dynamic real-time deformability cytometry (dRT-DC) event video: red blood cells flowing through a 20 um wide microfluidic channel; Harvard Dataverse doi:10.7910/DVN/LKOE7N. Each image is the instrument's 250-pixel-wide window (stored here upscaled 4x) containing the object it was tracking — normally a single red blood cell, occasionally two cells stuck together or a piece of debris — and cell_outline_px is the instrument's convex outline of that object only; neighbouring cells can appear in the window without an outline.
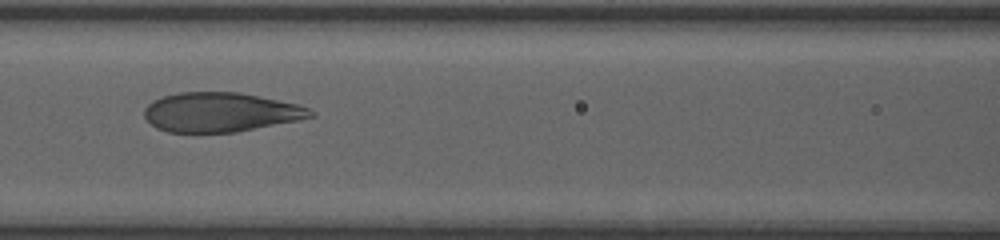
{"species": "human", "species_latin": "Homo sapiens", "temperature_condition": "room temperature", "stored_images_in_passage": 21, "camera_frame_rate_fps": 3000, "um_per_image_px": 0.085, "donor": {"sex": "female"}, "frame": {"image": 1, "passage_image": 18, "time_ms": 7.333, "image_size_px": [1000, 240], "cell_outline_px": [[316, 116], [300, 120], [236, 132], [168, 132], [156, 128], [144, 116], [144, 108], [152, 100], [164, 96], [180, 92], [240, 92], [260, 96], [296, 104], [308, 108], [316, 112]], "centroid_in_image_um": [18.76, 9.53], "position_along_channel_um": 147.8, "area_um2": 38.21}}
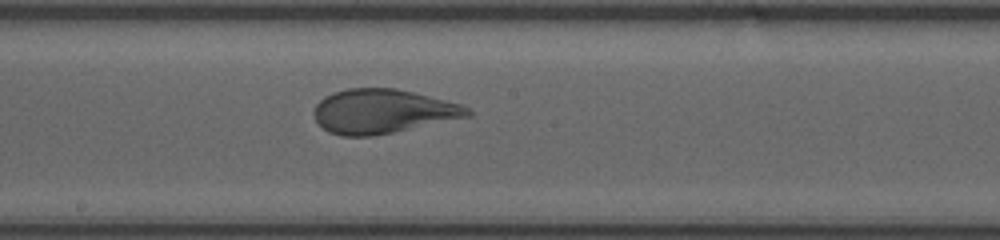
{"frame": {"image": 2, "passage_image": 21, "time_ms": 9.0, "image_size_px": [1000, 240], "cell_outline_px": [[472, 116], [392, 132], [368, 136], [340, 136], [328, 132], [316, 120], [312, 112], [316, 104], [324, 96], [332, 92], [348, 88], [396, 88], [464, 104], [472, 112]], "centroid_in_image_um": [32.53, 9.45], "position_along_channel_um": 215.7, "area_um2": 39.65}}